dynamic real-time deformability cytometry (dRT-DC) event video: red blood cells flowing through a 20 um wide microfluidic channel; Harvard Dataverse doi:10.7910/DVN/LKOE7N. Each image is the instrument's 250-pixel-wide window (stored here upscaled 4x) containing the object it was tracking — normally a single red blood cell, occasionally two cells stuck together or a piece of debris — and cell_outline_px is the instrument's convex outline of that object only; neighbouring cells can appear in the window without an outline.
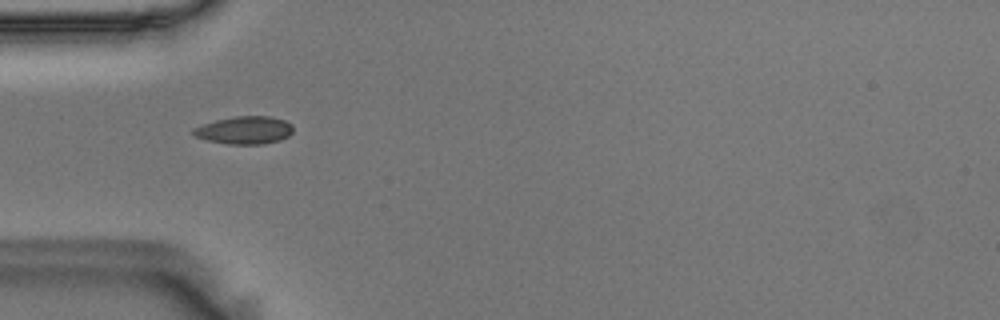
{"species": "Egyptian fruit bat (a non-hibernating species)", "species_latin": "Rousettus aegyptiacus", "temperature_condition": "room temperature", "stored_images_in_passage": 9, "camera_frame_rate_fps": 3000, "um_per_image_px": 0.085, "animal": {"sex": "male"}, "frame": {"image": 1, "passage_image": 2, "time_ms": 0.333, "image_size_px": [1000, 320], "cell_outline_px": [[292, 132], [288, 136], [280, 140], [264, 144], [228, 144], [208, 140], [192, 136], [192, 128], [216, 120], [236, 116], [272, 116], [284, 120], [292, 124]], "centroid_in_image_um": [20.78, 11.06], "position_along_channel_um": 64.2, "area_um2": 16.18}}
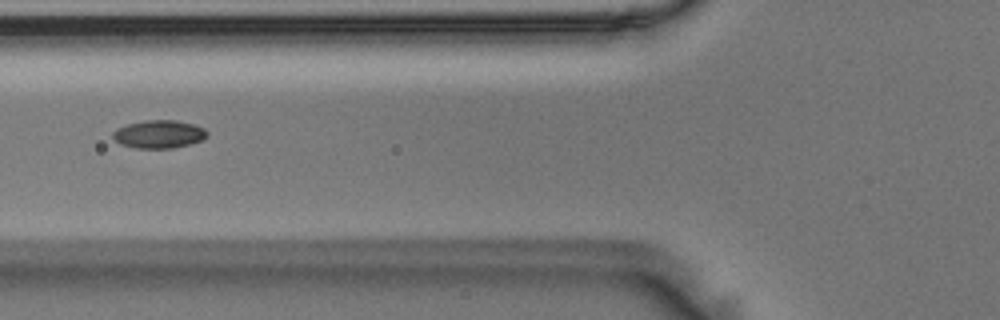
{"frame": {"image": 2, "passage_image": 6, "time_ms": 1.667, "image_size_px": [1000, 320], "cell_outline_px": [[208, 136], [204, 140], [172, 148], [136, 148], [120, 144], [112, 136], [112, 132], [116, 128], [128, 124], [144, 120], [176, 120], [192, 124], [204, 128], [208, 132]], "centroid_in_image_um": [13.51, 11.4], "position_along_channel_um": 112.3, "area_um2": 15.43}}